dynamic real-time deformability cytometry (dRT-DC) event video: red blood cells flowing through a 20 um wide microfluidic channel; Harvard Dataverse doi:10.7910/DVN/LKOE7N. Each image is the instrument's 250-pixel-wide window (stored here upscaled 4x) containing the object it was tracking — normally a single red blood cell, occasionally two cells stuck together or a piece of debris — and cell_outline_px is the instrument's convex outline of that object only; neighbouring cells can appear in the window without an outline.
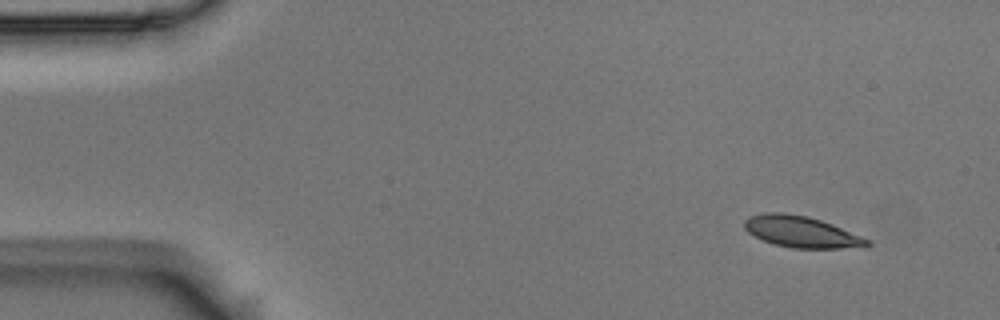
{"species": "Egyptian fruit bat (a non-hibernating species)", "species_latin": "Rousettus aegyptiacus", "temperature_condition": "room temperature", "stored_images_in_passage": 8, "camera_frame_rate_fps": 3000, "um_per_image_px": 0.085, "animal": {"sex": "male"}, "frame": {"image": 1, "passage_image": 1, "time_ms": 0.0, "image_size_px": [1000, 320], "cell_outline_px": [[872, 244], [840, 248], [792, 248], [772, 244], [748, 232], [744, 228], [744, 220], [748, 216], [764, 212], [784, 212], [808, 216], [832, 224], [872, 240]], "centroid_in_image_um": [68.07, 19.69], "position_along_channel_um": 16.9, "area_um2": 22.37}}
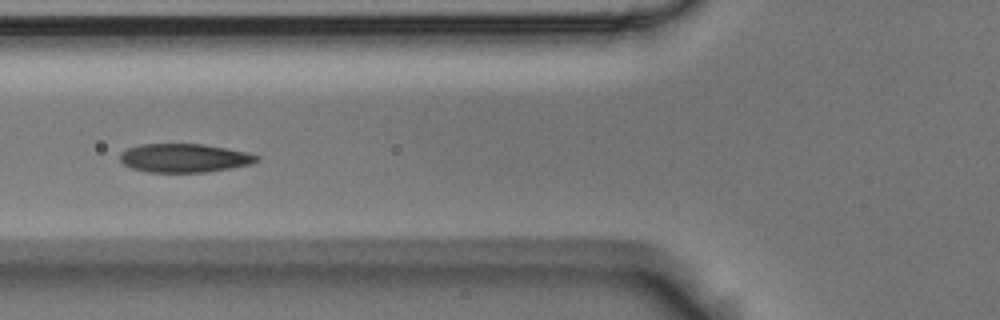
{"frame": {"image": 2, "passage_image": 5, "time_ms": 1.333, "image_size_px": [1000, 320], "cell_outline_px": [[260, 160], [252, 164], [204, 172], [148, 172], [132, 168], [124, 164], [120, 160], [120, 156], [128, 148], [140, 144], [200, 144], [224, 148], [244, 152], [260, 156]], "centroid_in_image_um": [15.67, 13.43], "position_along_channel_um": 110.1, "area_um2": 22.48}}
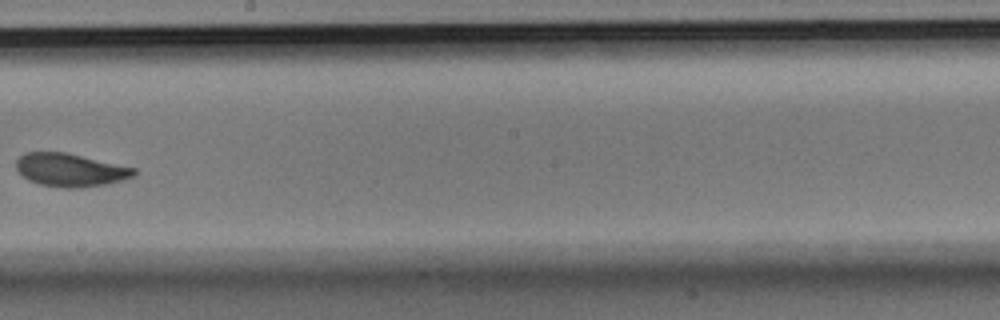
{"frame": {"image": 3, "passage_image": 8, "time_ms": 2.333, "image_size_px": [1000, 320], "cell_outline_px": [[136, 176], [108, 184], [80, 188], [64, 188], [40, 184], [28, 180], [16, 168], [16, 160], [24, 152], [64, 152], [136, 168]], "centroid_in_image_um": [5.99, 14.45], "position_along_channel_um": 242.2, "area_um2": 22.72}}